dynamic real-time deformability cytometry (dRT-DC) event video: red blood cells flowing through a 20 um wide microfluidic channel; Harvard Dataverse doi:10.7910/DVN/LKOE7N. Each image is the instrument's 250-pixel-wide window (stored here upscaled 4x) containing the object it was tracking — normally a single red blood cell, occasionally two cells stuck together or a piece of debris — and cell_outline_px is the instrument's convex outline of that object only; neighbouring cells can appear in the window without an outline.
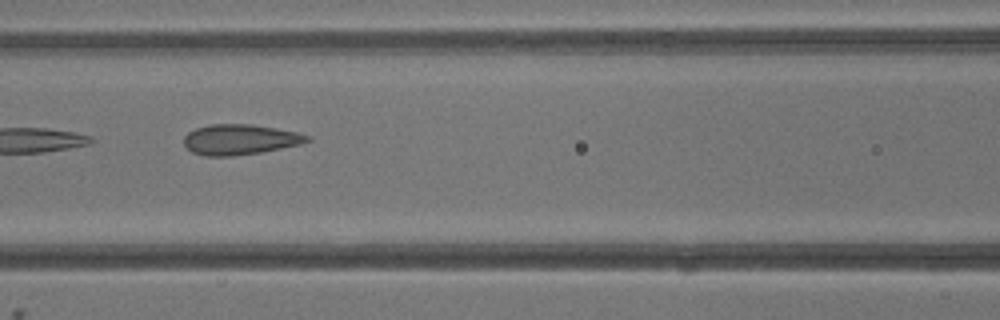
{"species": "common noctule bat (a hibernating species)", "species_latin": "Nyctalus noctula", "temperature_condition": "warm", "stored_images_in_passage": 5, "camera_frame_rate_fps": 3000, "um_per_image_px": 0.085, "animal": {"sex": "male", "body_mass_g": 13.3}, "frame": {"image": 1, "passage_image": 5, "time_ms": 4.667, "image_size_px": [1000, 320], "cell_outline_px": [[312, 140], [300, 144], [260, 152], [232, 156], [204, 156], [192, 152], [184, 144], [184, 136], [188, 132], [196, 128], [208, 124], [252, 124], [276, 128], [296, 132], [312, 136]], "centroid_in_image_um": [20.39, 11.85], "position_along_channel_um": 146.2, "area_um2": 21.85}}